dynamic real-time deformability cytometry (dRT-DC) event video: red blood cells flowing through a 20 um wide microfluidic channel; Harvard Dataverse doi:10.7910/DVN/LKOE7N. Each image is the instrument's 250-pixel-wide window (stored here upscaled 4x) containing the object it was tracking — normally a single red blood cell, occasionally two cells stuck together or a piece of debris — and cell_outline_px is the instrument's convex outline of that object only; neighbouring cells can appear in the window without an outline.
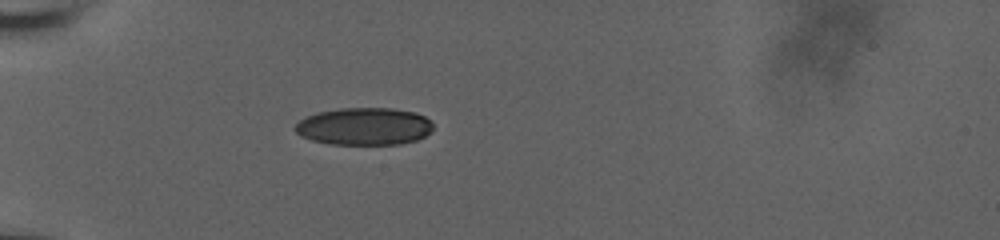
{"species": "human", "species_latin": "Homo sapiens", "temperature_condition": "room temperature", "stored_images_in_passage": 40, "camera_frame_rate_fps": 3000, "um_per_image_px": 0.085, "donor": {"sex": "male"}, "frame": {"image": 1, "passage_image": 1, "time_ms": 0.0, "image_size_px": [1000, 240], "cell_outline_px": [[432, 132], [416, 140], [400, 144], [332, 144], [312, 140], [300, 136], [296, 132], [296, 124], [304, 116], [316, 112], [340, 108], [392, 108], [416, 112], [432, 120]], "centroid_in_image_um": [30.97, 10.73], "position_along_channel_um": 54.0, "area_um2": 30.29}}
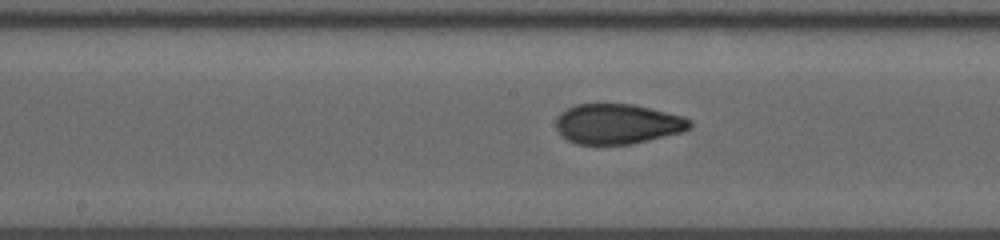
{"frame": {"image": 2, "passage_image": 14, "time_ms": 4.333, "image_size_px": [1000, 240], "cell_outline_px": [[692, 128], [684, 132], [632, 144], [576, 144], [568, 140], [556, 128], [556, 120], [560, 112], [576, 104], [632, 104], [684, 116], [692, 120]], "centroid_in_image_um": [52.54, 10.53], "position_along_channel_um": 195.7, "area_um2": 31.39}}
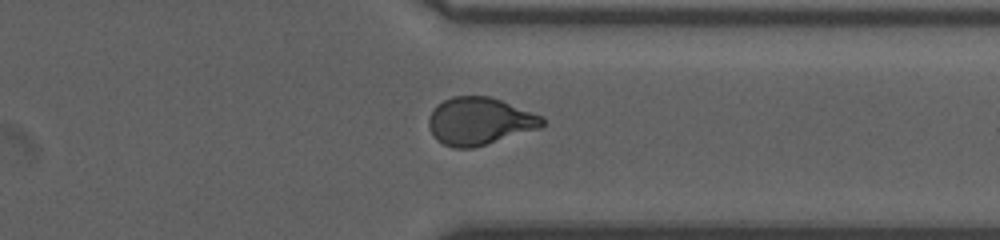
{"frame": {"image": 3, "passage_image": 28, "time_ms": 9.0, "image_size_px": [1000, 240], "cell_outline_px": [[544, 124], [540, 128], [472, 148], [452, 148], [436, 140], [428, 124], [428, 116], [436, 104], [452, 96], [492, 96], [544, 116]], "centroid_in_image_um": [40.76, 10.28], "position_along_channel_um": 370.6, "area_um2": 31.62}, "authors_computed_cell_mechanics": {"area_um2": 31.2409, "velocity_mm_per_s": 3.7594, "shape_relaxation_time_tau1_ms": null, "shape_relaxation_time_tau2_ms": 1.0524, "deformation_change_tau1": null, "deformation_change_tau2": 0.0748}}